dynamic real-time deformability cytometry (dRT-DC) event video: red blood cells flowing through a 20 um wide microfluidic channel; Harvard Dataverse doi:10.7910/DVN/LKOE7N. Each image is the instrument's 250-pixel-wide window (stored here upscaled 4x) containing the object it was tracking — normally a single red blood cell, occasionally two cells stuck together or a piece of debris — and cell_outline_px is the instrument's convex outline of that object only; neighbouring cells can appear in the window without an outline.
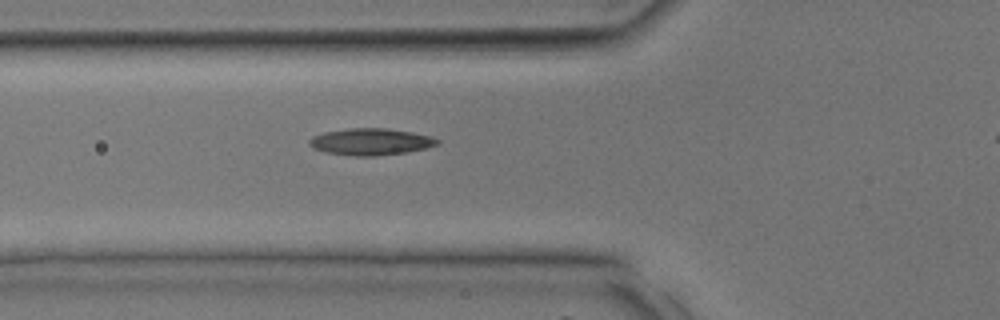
{"species": "common noctule bat (a hibernating species)", "species_latin": "Nyctalus noctula", "temperature_condition": "room temperature", "stored_images_in_passage": 27, "camera_frame_rate_fps": 3000, "um_per_image_px": 0.085, "animal": {"sex": "male", "body_mass_g": 17.9, "forearm_length_mm": 54.2}, "frame": {"image": 1, "passage_image": 7, "time_ms": 2.0, "image_size_px": [1000, 320], "cell_outline_px": [[440, 144], [428, 148], [408, 152], [376, 156], [356, 156], [324, 152], [312, 148], [308, 144], [308, 140], [312, 136], [324, 132], [348, 128], [388, 128], [412, 132], [428, 136], [440, 140]], "centroid_in_image_um": [31.5, 12.05], "position_along_channel_um": 94.3, "area_um2": 20.17}}
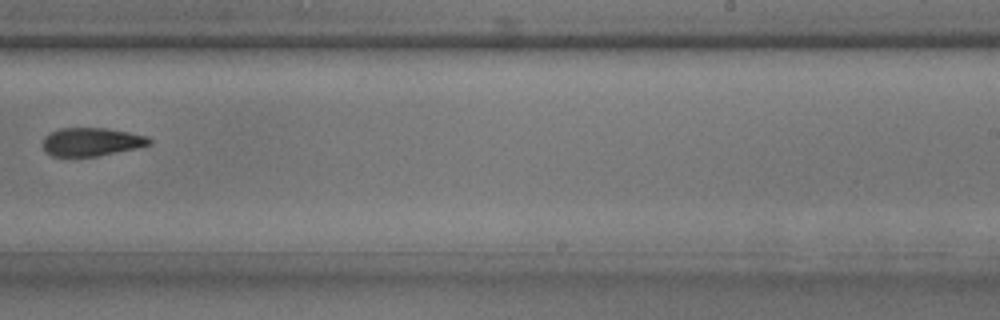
{"frame": {"image": 2, "passage_image": 17, "time_ms": 5.333, "image_size_px": [1000, 320], "cell_outline_px": [[152, 144], [136, 148], [96, 156], [52, 156], [44, 148], [44, 136], [60, 128], [108, 128], [148, 136], [152, 140]], "centroid_in_image_um": [7.82, 12.04], "position_along_channel_um": 281.2, "area_um2": 17.4}}
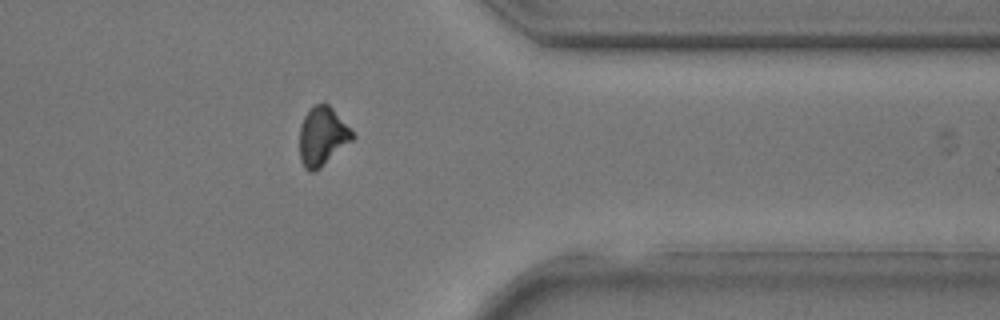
{"frame": {"image": 3, "passage_image": 23, "time_ms": 7.333, "image_size_px": [1000, 320], "cell_outline_px": [[356, 136], [352, 140], [320, 168], [312, 172], [308, 172], [304, 168], [300, 160], [300, 124], [308, 108], [312, 104], [328, 104], [332, 108]], "centroid_in_image_um": [27.37, 11.59], "position_along_channel_um": 384.0, "area_um2": 18.03}}